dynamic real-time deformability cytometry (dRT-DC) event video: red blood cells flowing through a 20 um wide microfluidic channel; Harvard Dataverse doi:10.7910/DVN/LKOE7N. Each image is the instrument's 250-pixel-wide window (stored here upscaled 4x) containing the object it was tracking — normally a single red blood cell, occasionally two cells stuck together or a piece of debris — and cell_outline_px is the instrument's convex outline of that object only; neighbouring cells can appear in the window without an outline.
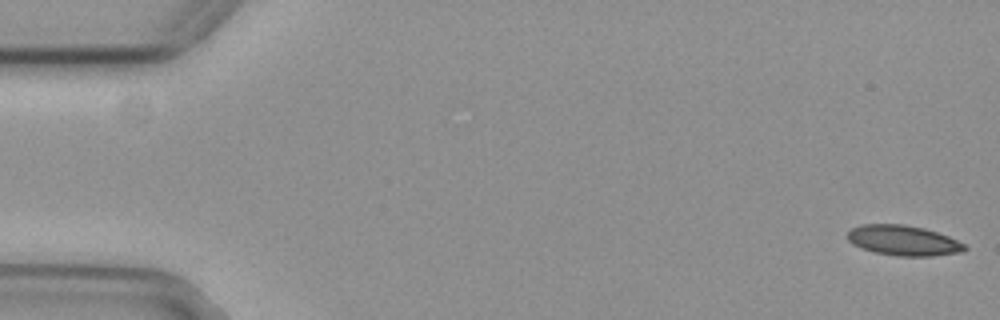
{"species": "common noctule bat (a hibernating species)", "species_latin": "Nyctalus noctula", "temperature_condition": "cold", "stored_images_in_passage": 55, "camera_frame_rate_fps": 3000, "um_per_image_px": 0.085, "animal": {"sex": "female", "body_mass_g": 29.2, "forearm_length_mm": 56.3}, "frame": {"image": 1, "passage_image": 1, "time_ms": 0.0, "image_size_px": [1000, 320], "cell_outline_px": [[968, 248], [960, 252], [932, 256], [896, 256], [876, 252], [860, 248], [852, 244], [848, 240], [848, 232], [852, 228], [860, 224], [904, 224], [924, 228], [948, 236], [964, 244]], "centroid_in_image_um": [76.76, 20.44], "position_along_channel_um": 8.2, "area_um2": 20.58}}
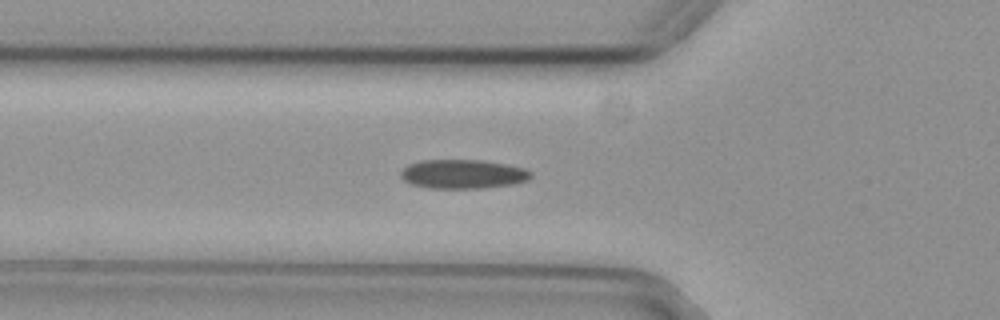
{"frame": {"image": 2, "passage_image": 19, "time_ms": 6.0, "image_size_px": [1000, 320], "cell_outline_px": [[532, 176], [528, 180], [512, 184], [484, 188], [428, 188], [412, 184], [404, 180], [400, 176], [400, 172], [408, 164], [424, 160], [480, 160], [504, 164], [524, 168], [532, 172]], "centroid_in_image_um": [39.34, 14.8], "position_along_channel_um": 86.5, "area_um2": 21.96}}
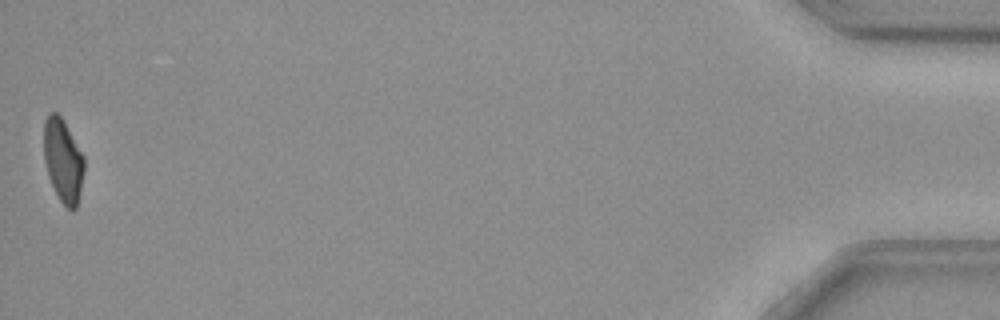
{"frame": {"image": 3, "passage_image": 55, "time_ms": 18.0, "image_size_px": [1000, 320], "cell_outline_px": [[84, 172], [80, 192], [76, 208], [72, 212], [60, 200], [48, 176], [44, 160], [44, 120], [52, 112], [56, 112], [60, 116], [84, 156]], "centroid_in_image_um": [5.36, 13.67], "position_along_channel_um": 429.8, "area_um2": 19.31}}